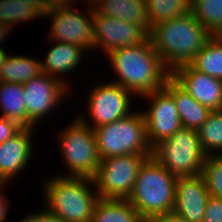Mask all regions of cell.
Returning <instances> with one entry per match:
<instances>
[{"label":"cell","instance_id":"cell-1","mask_svg":"<svg viewBox=\"0 0 222 222\" xmlns=\"http://www.w3.org/2000/svg\"><path fill=\"white\" fill-rule=\"evenodd\" d=\"M106 56L118 76L111 82L127 89L135 97L163 88L171 77L149 37L139 45L118 48Z\"/></svg>","mask_w":222,"mask_h":222},{"label":"cell","instance_id":"cell-2","mask_svg":"<svg viewBox=\"0 0 222 222\" xmlns=\"http://www.w3.org/2000/svg\"><path fill=\"white\" fill-rule=\"evenodd\" d=\"M148 35L170 72L190 64L212 36L191 12L153 25Z\"/></svg>","mask_w":222,"mask_h":222},{"label":"cell","instance_id":"cell-3","mask_svg":"<svg viewBox=\"0 0 222 222\" xmlns=\"http://www.w3.org/2000/svg\"><path fill=\"white\" fill-rule=\"evenodd\" d=\"M43 184L44 207L60 222L91 221L100 198L93 178L54 174Z\"/></svg>","mask_w":222,"mask_h":222},{"label":"cell","instance_id":"cell-4","mask_svg":"<svg viewBox=\"0 0 222 222\" xmlns=\"http://www.w3.org/2000/svg\"><path fill=\"white\" fill-rule=\"evenodd\" d=\"M176 180L174 175L150 156L141 165L127 200L146 222L170 214L175 204Z\"/></svg>","mask_w":222,"mask_h":222},{"label":"cell","instance_id":"cell-5","mask_svg":"<svg viewBox=\"0 0 222 222\" xmlns=\"http://www.w3.org/2000/svg\"><path fill=\"white\" fill-rule=\"evenodd\" d=\"M93 130L100 160L126 154H152L141 110Z\"/></svg>","mask_w":222,"mask_h":222},{"label":"cell","instance_id":"cell-6","mask_svg":"<svg viewBox=\"0 0 222 222\" xmlns=\"http://www.w3.org/2000/svg\"><path fill=\"white\" fill-rule=\"evenodd\" d=\"M57 132L62 162H65L68 173L56 174L93 178L100 163L94 130L76 116L65 128Z\"/></svg>","mask_w":222,"mask_h":222},{"label":"cell","instance_id":"cell-7","mask_svg":"<svg viewBox=\"0 0 222 222\" xmlns=\"http://www.w3.org/2000/svg\"><path fill=\"white\" fill-rule=\"evenodd\" d=\"M206 156L197 131L184 127L152 148V157L176 178L201 174Z\"/></svg>","mask_w":222,"mask_h":222},{"label":"cell","instance_id":"cell-8","mask_svg":"<svg viewBox=\"0 0 222 222\" xmlns=\"http://www.w3.org/2000/svg\"><path fill=\"white\" fill-rule=\"evenodd\" d=\"M152 154H126L100 160L93 177L98 196L103 199H128L139 169Z\"/></svg>","mask_w":222,"mask_h":222},{"label":"cell","instance_id":"cell-9","mask_svg":"<svg viewBox=\"0 0 222 222\" xmlns=\"http://www.w3.org/2000/svg\"><path fill=\"white\" fill-rule=\"evenodd\" d=\"M97 83L92 84V88L88 90L87 116L82 113L77 115L92 129L126 117L133 112L131 105H134L130 101L134 95L122 86L111 81Z\"/></svg>","mask_w":222,"mask_h":222},{"label":"cell","instance_id":"cell-10","mask_svg":"<svg viewBox=\"0 0 222 222\" xmlns=\"http://www.w3.org/2000/svg\"><path fill=\"white\" fill-rule=\"evenodd\" d=\"M87 14L75 5L54 6L42 18H50L52 25L49 40L65 42L83 47L87 52L94 49V7L90 1L84 2ZM75 6V7H74Z\"/></svg>","mask_w":222,"mask_h":222},{"label":"cell","instance_id":"cell-11","mask_svg":"<svg viewBox=\"0 0 222 222\" xmlns=\"http://www.w3.org/2000/svg\"><path fill=\"white\" fill-rule=\"evenodd\" d=\"M24 101L27 111V127L36 128L40 121H44L51 112L62 104L70 89L60 80L42 73L23 84ZM54 109V110H53Z\"/></svg>","mask_w":222,"mask_h":222},{"label":"cell","instance_id":"cell-12","mask_svg":"<svg viewBox=\"0 0 222 222\" xmlns=\"http://www.w3.org/2000/svg\"><path fill=\"white\" fill-rule=\"evenodd\" d=\"M140 98L150 102L148 108L141 111L145 118L147 140L153 148L182 127L179 113L173 96L164 87Z\"/></svg>","mask_w":222,"mask_h":222},{"label":"cell","instance_id":"cell-13","mask_svg":"<svg viewBox=\"0 0 222 222\" xmlns=\"http://www.w3.org/2000/svg\"><path fill=\"white\" fill-rule=\"evenodd\" d=\"M93 30L94 48L103 50L106 55L118 48L139 45L149 37L141 26L98 14L95 10Z\"/></svg>","mask_w":222,"mask_h":222},{"label":"cell","instance_id":"cell-14","mask_svg":"<svg viewBox=\"0 0 222 222\" xmlns=\"http://www.w3.org/2000/svg\"><path fill=\"white\" fill-rule=\"evenodd\" d=\"M171 78L203 106L211 111L222 110V80L201 73L190 64L174 69Z\"/></svg>","mask_w":222,"mask_h":222},{"label":"cell","instance_id":"cell-15","mask_svg":"<svg viewBox=\"0 0 222 222\" xmlns=\"http://www.w3.org/2000/svg\"><path fill=\"white\" fill-rule=\"evenodd\" d=\"M34 131V127H23L15 136L0 143V185L10 184L16 174L31 163Z\"/></svg>","mask_w":222,"mask_h":222},{"label":"cell","instance_id":"cell-16","mask_svg":"<svg viewBox=\"0 0 222 222\" xmlns=\"http://www.w3.org/2000/svg\"><path fill=\"white\" fill-rule=\"evenodd\" d=\"M209 196L201 174L177 177L173 213L190 222H203Z\"/></svg>","mask_w":222,"mask_h":222},{"label":"cell","instance_id":"cell-17","mask_svg":"<svg viewBox=\"0 0 222 222\" xmlns=\"http://www.w3.org/2000/svg\"><path fill=\"white\" fill-rule=\"evenodd\" d=\"M50 42L54 45L50 47L43 61L41 60L42 71L71 89L72 84L69 83L68 76L65 77L67 80L63 76L76 71L83 62V56L89 52L81 46L54 40Z\"/></svg>","mask_w":222,"mask_h":222},{"label":"cell","instance_id":"cell-18","mask_svg":"<svg viewBox=\"0 0 222 222\" xmlns=\"http://www.w3.org/2000/svg\"><path fill=\"white\" fill-rule=\"evenodd\" d=\"M90 2L98 14L134 23L149 34L151 26L145 0H91Z\"/></svg>","mask_w":222,"mask_h":222},{"label":"cell","instance_id":"cell-19","mask_svg":"<svg viewBox=\"0 0 222 222\" xmlns=\"http://www.w3.org/2000/svg\"><path fill=\"white\" fill-rule=\"evenodd\" d=\"M164 88L173 96L182 127L197 131L212 112L181 88L171 77Z\"/></svg>","mask_w":222,"mask_h":222},{"label":"cell","instance_id":"cell-20","mask_svg":"<svg viewBox=\"0 0 222 222\" xmlns=\"http://www.w3.org/2000/svg\"><path fill=\"white\" fill-rule=\"evenodd\" d=\"M90 222H146L127 199L99 198Z\"/></svg>","mask_w":222,"mask_h":222},{"label":"cell","instance_id":"cell-21","mask_svg":"<svg viewBox=\"0 0 222 222\" xmlns=\"http://www.w3.org/2000/svg\"><path fill=\"white\" fill-rule=\"evenodd\" d=\"M42 73L41 61L35 57L9 54L2 65L0 81L24 84Z\"/></svg>","mask_w":222,"mask_h":222},{"label":"cell","instance_id":"cell-22","mask_svg":"<svg viewBox=\"0 0 222 222\" xmlns=\"http://www.w3.org/2000/svg\"><path fill=\"white\" fill-rule=\"evenodd\" d=\"M23 94V84L0 81V116L27 127V111Z\"/></svg>","mask_w":222,"mask_h":222},{"label":"cell","instance_id":"cell-23","mask_svg":"<svg viewBox=\"0 0 222 222\" xmlns=\"http://www.w3.org/2000/svg\"><path fill=\"white\" fill-rule=\"evenodd\" d=\"M190 65L201 73L222 80V35H212Z\"/></svg>","mask_w":222,"mask_h":222},{"label":"cell","instance_id":"cell-24","mask_svg":"<svg viewBox=\"0 0 222 222\" xmlns=\"http://www.w3.org/2000/svg\"><path fill=\"white\" fill-rule=\"evenodd\" d=\"M190 12L212 35H222V0H190Z\"/></svg>","mask_w":222,"mask_h":222},{"label":"cell","instance_id":"cell-25","mask_svg":"<svg viewBox=\"0 0 222 222\" xmlns=\"http://www.w3.org/2000/svg\"><path fill=\"white\" fill-rule=\"evenodd\" d=\"M197 133L206 155H222V110L212 111Z\"/></svg>","mask_w":222,"mask_h":222},{"label":"cell","instance_id":"cell-26","mask_svg":"<svg viewBox=\"0 0 222 222\" xmlns=\"http://www.w3.org/2000/svg\"><path fill=\"white\" fill-rule=\"evenodd\" d=\"M150 26L190 12V0H145Z\"/></svg>","mask_w":222,"mask_h":222},{"label":"cell","instance_id":"cell-27","mask_svg":"<svg viewBox=\"0 0 222 222\" xmlns=\"http://www.w3.org/2000/svg\"><path fill=\"white\" fill-rule=\"evenodd\" d=\"M40 19L42 16L27 2L20 0H0V23L7 24L11 29L26 21Z\"/></svg>","mask_w":222,"mask_h":222},{"label":"cell","instance_id":"cell-28","mask_svg":"<svg viewBox=\"0 0 222 222\" xmlns=\"http://www.w3.org/2000/svg\"><path fill=\"white\" fill-rule=\"evenodd\" d=\"M201 175L209 194L222 199V155H207Z\"/></svg>","mask_w":222,"mask_h":222},{"label":"cell","instance_id":"cell-29","mask_svg":"<svg viewBox=\"0 0 222 222\" xmlns=\"http://www.w3.org/2000/svg\"><path fill=\"white\" fill-rule=\"evenodd\" d=\"M203 222H222V199L209 196Z\"/></svg>","mask_w":222,"mask_h":222},{"label":"cell","instance_id":"cell-30","mask_svg":"<svg viewBox=\"0 0 222 222\" xmlns=\"http://www.w3.org/2000/svg\"><path fill=\"white\" fill-rule=\"evenodd\" d=\"M22 128L18 122L0 116V143L15 136Z\"/></svg>","mask_w":222,"mask_h":222},{"label":"cell","instance_id":"cell-31","mask_svg":"<svg viewBox=\"0 0 222 222\" xmlns=\"http://www.w3.org/2000/svg\"><path fill=\"white\" fill-rule=\"evenodd\" d=\"M18 222H60L50 211H48L45 207L41 210H37L25 217H23Z\"/></svg>","mask_w":222,"mask_h":222},{"label":"cell","instance_id":"cell-32","mask_svg":"<svg viewBox=\"0 0 222 222\" xmlns=\"http://www.w3.org/2000/svg\"><path fill=\"white\" fill-rule=\"evenodd\" d=\"M5 186L6 185H0V222L6 221L11 204L6 193H3L5 191Z\"/></svg>","mask_w":222,"mask_h":222},{"label":"cell","instance_id":"cell-33","mask_svg":"<svg viewBox=\"0 0 222 222\" xmlns=\"http://www.w3.org/2000/svg\"><path fill=\"white\" fill-rule=\"evenodd\" d=\"M22 2H27L34 8L42 17L49 10L50 6L47 0H20Z\"/></svg>","mask_w":222,"mask_h":222},{"label":"cell","instance_id":"cell-34","mask_svg":"<svg viewBox=\"0 0 222 222\" xmlns=\"http://www.w3.org/2000/svg\"><path fill=\"white\" fill-rule=\"evenodd\" d=\"M149 222H190V221L171 212L170 214L157 216L151 219Z\"/></svg>","mask_w":222,"mask_h":222},{"label":"cell","instance_id":"cell-35","mask_svg":"<svg viewBox=\"0 0 222 222\" xmlns=\"http://www.w3.org/2000/svg\"><path fill=\"white\" fill-rule=\"evenodd\" d=\"M83 1L87 2L88 0H83ZM47 2L50 7H54V6L74 5V2L76 1L75 0H47Z\"/></svg>","mask_w":222,"mask_h":222},{"label":"cell","instance_id":"cell-36","mask_svg":"<svg viewBox=\"0 0 222 222\" xmlns=\"http://www.w3.org/2000/svg\"><path fill=\"white\" fill-rule=\"evenodd\" d=\"M11 28L7 24L0 23V47L4 42L3 40L7 39L8 33H10Z\"/></svg>","mask_w":222,"mask_h":222},{"label":"cell","instance_id":"cell-37","mask_svg":"<svg viewBox=\"0 0 222 222\" xmlns=\"http://www.w3.org/2000/svg\"><path fill=\"white\" fill-rule=\"evenodd\" d=\"M8 55H9V52L7 53V51H5L3 47H0V72H1L2 65L5 62V59L7 58Z\"/></svg>","mask_w":222,"mask_h":222}]
</instances>
